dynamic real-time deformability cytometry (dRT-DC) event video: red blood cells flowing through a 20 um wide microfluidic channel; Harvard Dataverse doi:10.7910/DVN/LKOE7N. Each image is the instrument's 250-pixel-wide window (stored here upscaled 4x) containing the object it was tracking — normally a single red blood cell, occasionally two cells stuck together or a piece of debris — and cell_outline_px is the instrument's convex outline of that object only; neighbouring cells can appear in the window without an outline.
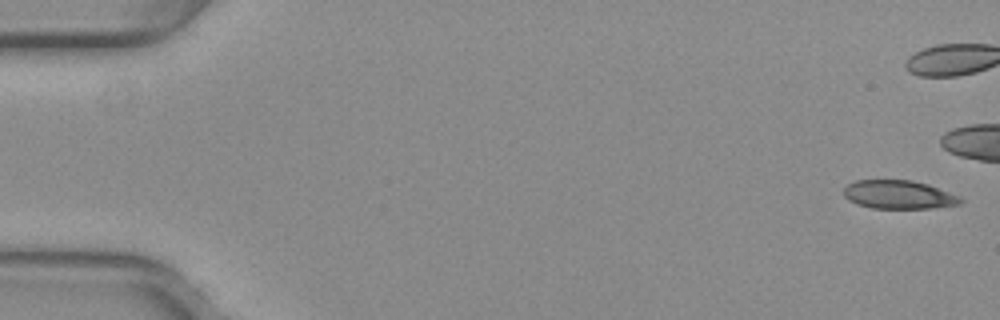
{"species": "common noctule bat (a hibernating species)", "species_latin": "Nyctalus noctula", "temperature_condition": "warm", "stored_images_in_passage": 4, "camera_frame_rate_fps": 3000, "um_per_image_px": 0.085, "animal": {"sex": "female", "body_mass_g": 29.2, "forearm_length_mm": 56.3}, "frame": {"image": 1, "passage_image": 1, "time_ms": 0.0, "image_size_px": [1000, 320], "cell_outline_px": [[964, 200], [960, 204], [928, 208], [872, 208], [856, 204], [848, 200], [844, 196], [844, 188], [848, 184], [856, 180], [912, 180], [928, 184], [948, 192]], "centroid_in_image_um": [76.34, 16.54], "position_along_channel_um": 8.7, "area_um2": 19.25}}